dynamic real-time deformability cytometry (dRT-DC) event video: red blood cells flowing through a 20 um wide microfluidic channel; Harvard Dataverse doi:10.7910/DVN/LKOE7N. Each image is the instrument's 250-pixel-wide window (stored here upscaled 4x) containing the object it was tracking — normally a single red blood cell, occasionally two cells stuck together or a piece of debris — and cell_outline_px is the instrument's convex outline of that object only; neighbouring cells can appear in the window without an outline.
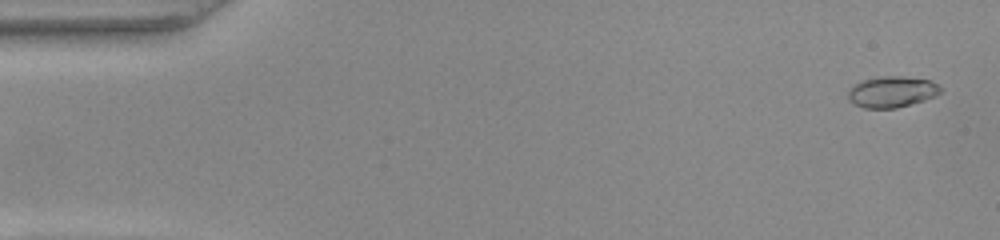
{"species": "common noctule bat (a hibernating species)", "species_latin": "Nyctalus noctula", "temperature_condition": "warm", "stored_images_in_passage": 51, "camera_frame_rate_fps": 3000, "um_per_image_px": 0.085, "animal": {"sex": "female", "body_mass_g": 22.0, "forearm_length_mm": 56.7}, "frame": {"image": 1, "passage_image": 2, "time_ms": 0.333, "image_size_px": [1000, 240], "cell_outline_px": [[940, 92], [936, 96], [924, 100], [896, 108], [864, 108], [848, 100], [848, 92], [856, 84], [864, 80], [880, 76], [900, 76], [928, 80], [936, 84], [940, 88]], "centroid_in_image_um": [75.8, 7.81], "position_along_channel_um": 9.2, "area_um2": 16.42}}
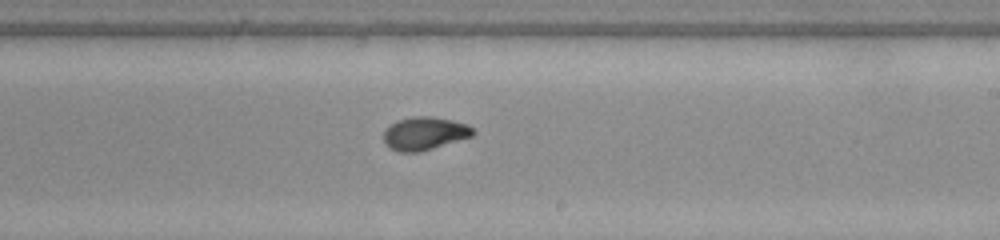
{"frame": {"image": 2, "passage_image": 30, "time_ms": 9.667, "image_size_px": [1000, 240], "cell_outline_px": [[476, 132], [472, 136], [420, 152], [400, 152], [388, 148], [384, 144], [384, 128], [396, 120], [412, 116], [432, 116], [452, 120], [468, 124]], "centroid_in_image_um": [36.05, 11.33], "position_along_channel_um": 253.0, "area_um2": 17.46}}
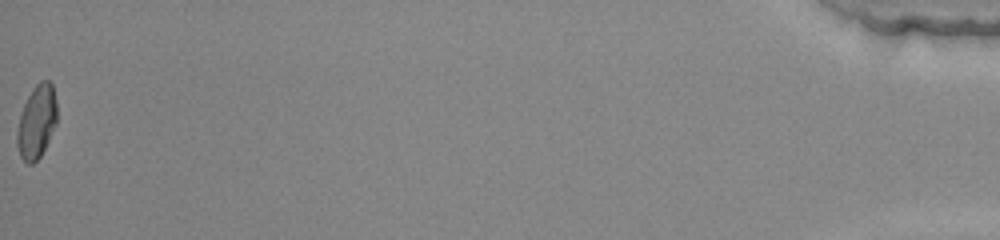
{"frame": {"image": 3, "passage_image": 51, "time_ms": 16.667, "image_size_px": [1000, 240], "cell_outline_px": [[56, 124], [40, 156], [32, 164], [28, 164], [20, 156], [16, 144], [16, 132], [20, 116], [24, 104], [32, 88], [40, 80], [48, 80], [52, 84], [56, 100]], "centroid_in_image_um": [3.1, 10.33], "position_along_channel_um": 432.1, "area_um2": 16.94}, "authors_computed_cell_mechanics": {"area_um2": 16.762, "velocity_mm_per_s": 4.0476, "shape_relaxation_time_tau1_ms": 8.6829, "shape_relaxation_time_tau2_ms": 0.973, "deformation_change_tau1": 0.2785, "deformation_change_tau2": 0.0498}}